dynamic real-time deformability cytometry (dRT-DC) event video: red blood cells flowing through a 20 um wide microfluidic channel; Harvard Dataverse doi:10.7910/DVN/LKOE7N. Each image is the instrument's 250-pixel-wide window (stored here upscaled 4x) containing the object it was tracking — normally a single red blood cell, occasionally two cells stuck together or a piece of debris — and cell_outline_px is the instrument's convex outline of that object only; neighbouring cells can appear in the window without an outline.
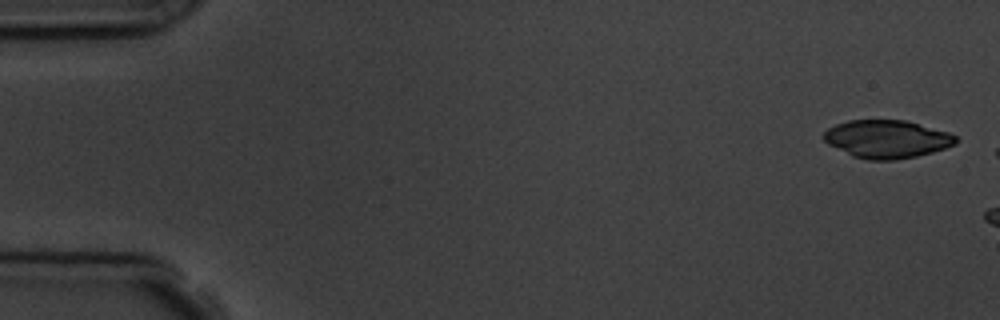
{"species": "common noctule bat (a hibernating species)", "species_latin": "Nyctalus noctula", "temperature_condition": "room temperature", "stored_images_in_passage": 5, "camera_frame_rate_fps": 3000, "um_per_image_px": 0.085, "animal": {"sex": "male", "body_mass_g": 19.5, "forearm_length_mm": 54.6}, "frame": {"image": 1, "passage_image": 1, "time_ms": 0.0, "image_size_px": [1000, 320], "cell_outline_px": [[956, 144], [932, 152], [916, 156], [896, 160], [868, 160], [852, 156], [828, 144], [824, 140], [824, 132], [828, 128], [836, 124], [848, 120], [904, 120], [948, 132], [956, 136]], "centroid_in_image_um": [75.36, 11.82], "position_along_channel_um": 9.6, "area_um2": 29.07}}